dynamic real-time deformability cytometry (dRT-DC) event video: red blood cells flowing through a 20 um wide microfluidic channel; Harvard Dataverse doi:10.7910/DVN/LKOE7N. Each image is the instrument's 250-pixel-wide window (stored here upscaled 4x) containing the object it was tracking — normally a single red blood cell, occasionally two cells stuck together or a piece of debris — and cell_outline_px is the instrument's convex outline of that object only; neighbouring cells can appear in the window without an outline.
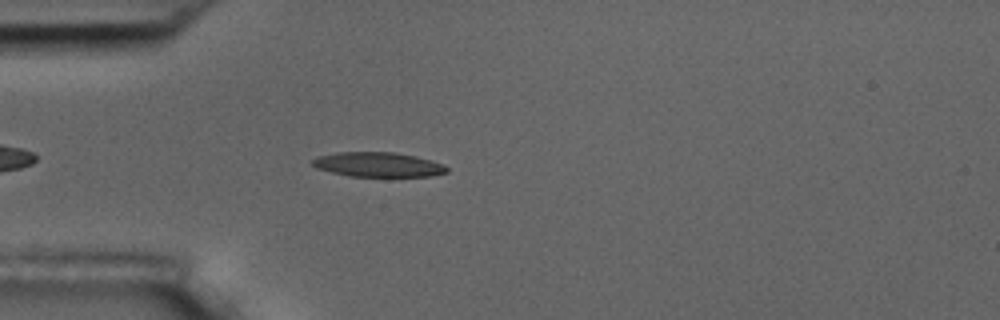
{"species": "common noctule bat (a hibernating species)", "species_latin": "Nyctalus noctula", "temperature_condition": "room temperature", "stored_images_in_passage": 46, "camera_frame_rate_fps": 3000, "um_per_image_px": 0.085, "animal": {"sex": "male", "body_mass_g": 17.5, "forearm_length_mm": 52.3}, "frame": {"image": 1, "passage_image": 6, "time_ms": 1.667, "image_size_px": [1000, 320], "cell_outline_px": [[448, 172], [432, 176], [348, 176], [316, 168], [312, 164], [312, 160], [320, 156], [340, 152], [396, 152], [416, 156], [444, 164], [448, 168]], "centroid_in_image_um": [32.18, 13.99], "position_along_channel_um": 52.8, "area_um2": 19.19}}
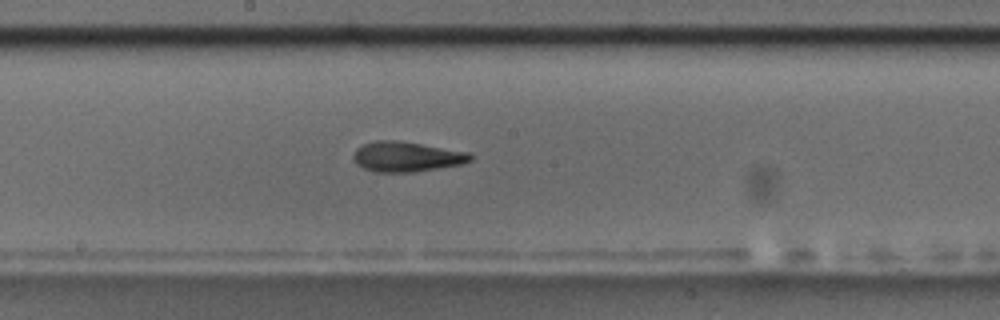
{"frame": {"image": 2, "passage_image": 20, "time_ms": 6.333, "image_size_px": [1000, 320], "cell_outline_px": [[472, 160], [460, 164], [416, 172], [376, 172], [364, 168], [356, 164], [352, 156], [356, 148], [364, 144], [376, 140], [396, 140], [468, 152], [472, 156]], "centroid_in_image_um": [34.51, 13.32], "position_along_channel_um": 213.7, "area_um2": 20.35}}
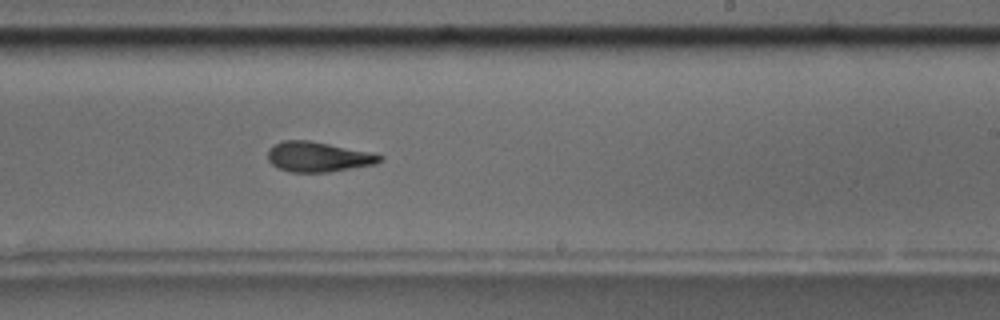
{"frame": {"image": 3, "passage_image": 24, "time_ms": 7.667, "image_size_px": [1000, 320], "cell_outline_px": [[384, 160], [376, 164], [328, 172], [292, 172], [280, 168], [272, 164], [268, 160], [268, 152], [272, 144], [284, 140], [308, 140], [328, 144], [384, 156]], "centroid_in_image_um": [27.01, 13.33], "position_along_channel_um": 262.0, "area_um2": 19.31}, "authors_computed_cell_mechanics": {"area_um2": 19.941, "velocity_mm_per_s": 3.6353, "shape_relaxation_time_tau1_ms": 5.2831, "shape_relaxation_time_tau2_ms": 4.5657, "deformation_change_tau1": 0.199, "deformation_change_tau2": 0.1109}}